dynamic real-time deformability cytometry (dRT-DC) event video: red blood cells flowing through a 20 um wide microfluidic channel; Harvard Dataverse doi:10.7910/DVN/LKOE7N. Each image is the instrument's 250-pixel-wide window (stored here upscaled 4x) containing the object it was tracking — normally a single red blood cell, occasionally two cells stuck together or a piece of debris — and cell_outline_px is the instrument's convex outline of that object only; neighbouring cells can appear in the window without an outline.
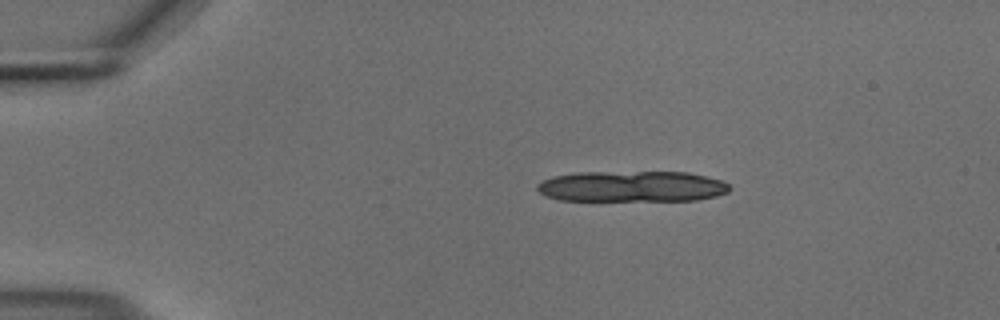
{"species": "common noctule bat (a hibernating species)", "species_latin": "Nyctalus noctula", "temperature_condition": "cold", "stored_images_in_passage": 7, "camera_frame_rate_fps": 3000, "um_per_image_px": 0.085, "animal": {"sex": "male", "body_mass_g": 18.8}, "frame": {"image": 1, "passage_image": 1, "time_ms": 0.0, "image_size_px": [1000, 320], "cell_outline_px": [[732, 188], [728, 192], [716, 196], [696, 200], [556, 200], [540, 192], [536, 188], [536, 184], [552, 176], [580, 172], [688, 172], [708, 176], [720, 180], [728, 184]], "centroid_in_image_um": [53.73, 15.84], "position_along_channel_um": 31.3, "area_um2": 34.68}}